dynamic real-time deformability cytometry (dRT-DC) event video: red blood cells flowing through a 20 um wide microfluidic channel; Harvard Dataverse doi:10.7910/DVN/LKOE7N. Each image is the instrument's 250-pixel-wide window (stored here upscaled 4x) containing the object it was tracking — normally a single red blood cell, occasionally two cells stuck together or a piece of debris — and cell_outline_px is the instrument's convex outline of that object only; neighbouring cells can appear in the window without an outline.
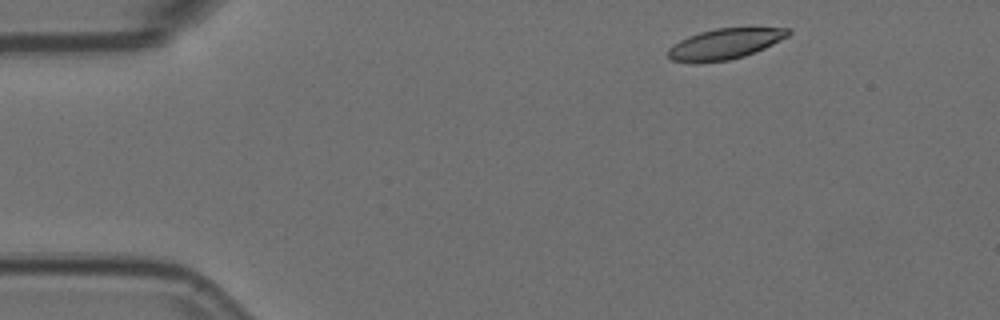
{"species": "Egyptian fruit bat (a non-hibernating species)", "species_latin": "Rousettus aegyptiacus", "temperature_condition": "room temperature", "stored_images_in_passage": 3, "camera_frame_rate_fps": 3000, "um_per_image_px": 0.085, "animal": {"sex": "female"}, "frame": {"image": 1, "passage_image": 1, "time_ms": 0.0, "image_size_px": [1000, 320], "cell_outline_px": [[792, 32], [788, 36], [764, 48], [744, 56], [728, 60], [672, 60], [668, 56], [668, 48], [672, 44], [688, 36], [700, 32], [716, 28], [792, 28]], "centroid_in_image_um": [61.66, 3.68], "position_along_channel_um": 23.3, "area_um2": 20.69}}